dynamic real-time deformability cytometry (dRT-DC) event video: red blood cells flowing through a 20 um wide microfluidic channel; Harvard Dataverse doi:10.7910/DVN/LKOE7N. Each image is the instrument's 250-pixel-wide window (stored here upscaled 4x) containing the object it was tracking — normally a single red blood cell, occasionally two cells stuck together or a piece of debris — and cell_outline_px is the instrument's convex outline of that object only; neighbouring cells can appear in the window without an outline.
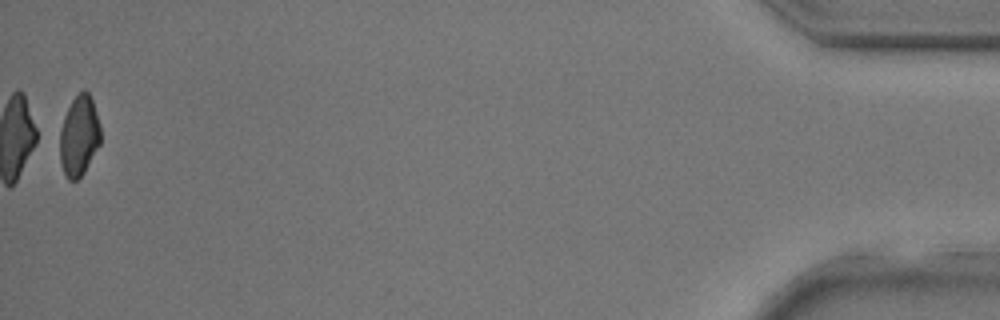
{"species": "common noctule bat (a hibernating species)", "species_latin": "Nyctalus noctula", "temperature_condition": "room temperature", "stored_images_in_passage": 30, "camera_frame_rate_fps": 3000, "um_per_image_px": 0.085, "animal": {"sex": "male", "body_mass_g": 17.9, "forearm_length_mm": 54.2}, "frame": {"image": 1, "passage_image": 30, "time_ms": 9.667, "image_size_px": [1000, 320], "cell_outline_px": [[100, 144], [84, 172], [76, 180], [68, 180], [64, 172], [60, 160], [60, 132], [64, 116], [72, 100], [84, 88], [88, 92], [92, 100], [100, 124]], "centroid_in_image_um": [6.73, 11.54], "position_along_channel_um": 428.5, "area_um2": 18.9}}